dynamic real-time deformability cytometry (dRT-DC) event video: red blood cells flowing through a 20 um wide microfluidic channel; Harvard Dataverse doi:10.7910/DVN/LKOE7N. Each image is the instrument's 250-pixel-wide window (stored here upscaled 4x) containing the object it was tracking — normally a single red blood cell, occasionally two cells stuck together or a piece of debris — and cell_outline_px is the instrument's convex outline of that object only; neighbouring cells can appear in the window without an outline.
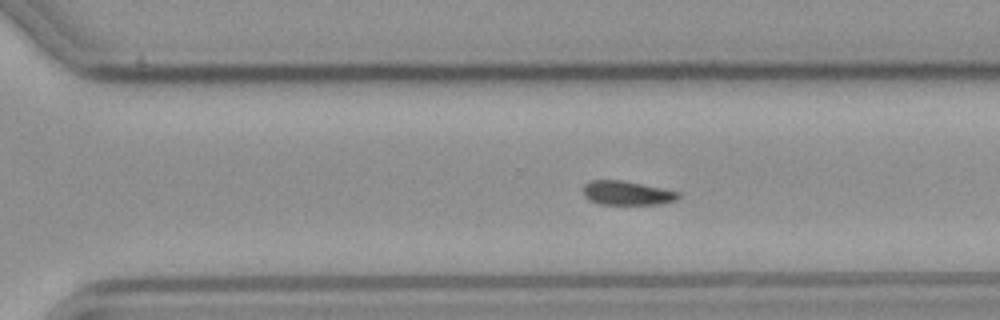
{"species": "common noctule bat (a hibernating species)", "species_latin": "Nyctalus noctula", "temperature_condition": "cold", "stored_images_in_passage": 46, "camera_frame_rate_fps": 3000, "um_per_image_px": 0.085, "animal": {"sex": "male", "body_mass_g": 23.1, "forearm_length_mm": 52.7}, "frame": {"image": 1, "passage_image": 27, "time_ms": 8.667, "image_size_px": [1000, 320], "cell_outline_px": [[680, 196], [676, 200], [660, 204], [600, 204], [588, 200], [584, 196], [584, 184], [588, 180], [620, 180], [680, 192]], "centroid_in_image_um": [53.26, 16.41], "position_along_channel_um": 317.3, "area_um2": 13.24}, "authors_computed_cell_mechanics": {"area_um2": 14.1321, "velocity_mm_per_s": 3.577, "shape_relaxation_time_tau1_ms": 2.8483, "shape_relaxation_time_tau2_ms": null, "deformation_change_tau1": 0.0906, "deformation_change_tau2": null}}